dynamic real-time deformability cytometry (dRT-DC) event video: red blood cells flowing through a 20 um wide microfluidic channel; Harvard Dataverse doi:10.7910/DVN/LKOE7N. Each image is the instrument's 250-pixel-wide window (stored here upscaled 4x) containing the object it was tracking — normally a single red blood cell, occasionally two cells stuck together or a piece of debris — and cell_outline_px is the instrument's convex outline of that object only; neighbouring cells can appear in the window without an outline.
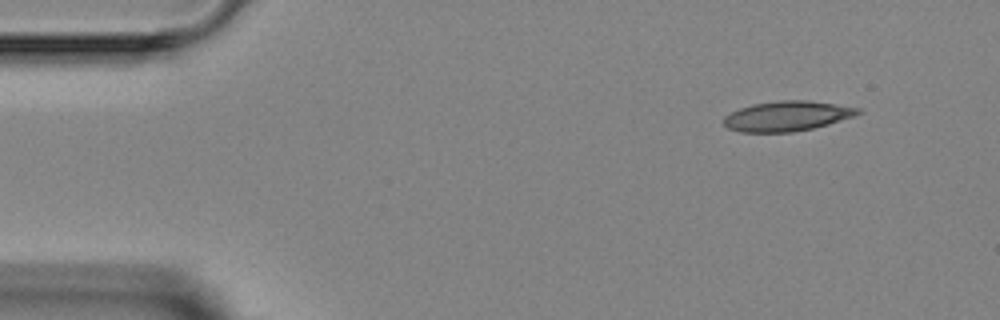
{"species": "Egyptian fruit bat (a non-hibernating species)", "species_latin": "Rousettus aegyptiacus", "temperature_condition": "room temperature", "stored_images_in_passage": 3, "camera_frame_rate_fps": 3000, "um_per_image_px": 0.085, "animal": {"sex": "female"}, "frame": {"image": 1, "passage_image": 1, "time_ms": 0.0, "image_size_px": [1000, 320], "cell_outline_px": [[864, 112], [828, 124], [812, 128], [792, 132], [740, 132], [728, 128], [724, 124], [724, 116], [740, 108], [752, 104], [780, 100], [808, 100], [860, 108]], "centroid_in_image_um": [66.89, 9.86], "position_along_channel_um": 18.1, "area_um2": 23.29}}
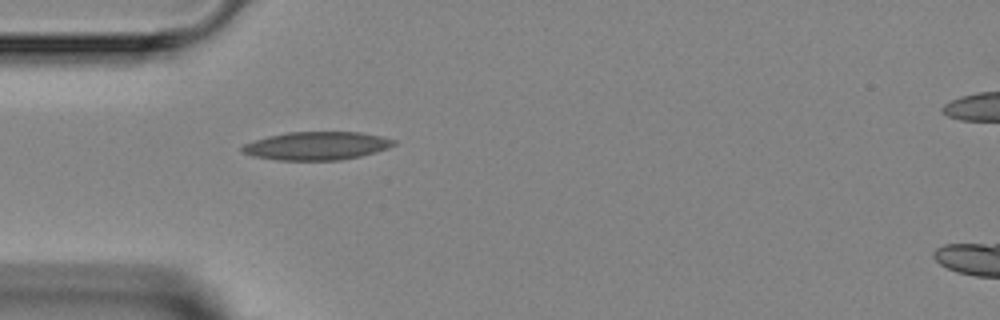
{"frame": {"image": 2, "passage_image": 3, "time_ms": 3.0, "image_size_px": [1000, 320], "cell_outline_px": [[396, 144], [388, 148], [376, 152], [360, 156], [340, 160], [276, 160], [252, 156], [240, 152], [240, 148], [244, 144], [268, 136], [288, 132], [360, 132], [380, 136], [396, 140]], "centroid_in_image_um": [26.91, 12.4], "position_along_channel_um": 58.1, "area_um2": 24.97}}